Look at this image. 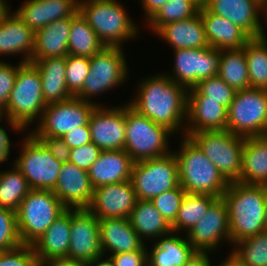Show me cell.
<instances>
[{
	"mask_svg": "<svg viewBox=\"0 0 267 266\" xmlns=\"http://www.w3.org/2000/svg\"><path fill=\"white\" fill-rule=\"evenodd\" d=\"M199 8L191 0H169L148 21L147 28L154 34L171 22L194 17Z\"/></svg>",
	"mask_w": 267,
	"mask_h": 266,
	"instance_id": "obj_40",
	"label": "cell"
},
{
	"mask_svg": "<svg viewBox=\"0 0 267 266\" xmlns=\"http://www.w3.org/2000/svg\"><path fill=\"white\" fill-rule=\"evenodd\" d=\"M52 191L67 209H87L91 203L94 188L87 170L69 161L63 163Z\"/></svg>",
	"mask_w": 267,
	"mask_h": 266,
	"instance_id": "obj_21",
	"label": "cell"
},
{
	"mask_svg": "<svg viewBox=\"0 0 267 266\" xmlns=\"http://www.w3.org/2000/svg\"><path fill=\"white\" fill-rule=\"evenodd\" d=\"M101 149L94 143H87L77 148L71 149L70 162L79 168L88 170L98 159Z\"/></svg>",
	"mask_w": 267,
	"mask_h": 266,
	"instance_id": "obj_47",
	"label": "cell"
},
{
	"mask_svg": "<svg viewBox=\"0 0 267 266\" xmlns=\"http://www.w3.org/2000/svg\"><path fill=\"white\" fill-rule=\"evenodd\" d=\"M78 10V0H25L14 10L34 32L50 23L71 17Z\"/></svg>",
	"mask_w": 267,
	"mask_h": 266,
	"instance_id": "obj_23",
	"label": "cell"
},
{
	"mask_svg": "<svg viewBox=\"0 0 267 266\" xmlns=\"http://www.w3.org/2000/svg\"><path fill=\"white\" fill-rule=\"evenodd\" d=\"M43 142L52 156L63 163L69 162L71 157L70 147L59 137H36Z\"/></svg>",
	"mask_w": 267,
	"mask_h": 266,
	"instance_id": "obj_49",
	"label": "cell"
},
{
	"mask_svg": "<svg viewBox=\"0 0 267 266\" xmlns=\"http://www.w3.org/2000/svg\"><path fill=\"white\" fill-rule=\"evenodd\" d=\"M96 32L88 21L77 10L71 16V27L68 40V54L92 57L104 48Z\"/></svg>",
	"mask_w": 267,
	"mask_h": 266,
	"instance_id": "obj_34",
	"label": "cell"
},
{
	"mask_svg": "<svg viewBox=\"0 0 267 266\" xmlns=\"http://www.w3.org/2000/svg\"><path fill=\"white\" fill-rule=\"evenodd\" d=\"M136 201L135 190L128 180L95 188L87 209L98 219L129 218Z\"/></svg>",
	"mask_w": 267,
	"mask_h": 266,
	"instance_id": "obj_19",
	"label": "cell"
},
{
	"mask_svg": "<svg viewBox=\"0 0 267 266\" xmlns=\"http://www.w3.org/2000/svg\"><path fill=\"white\" fill-rule=\"evenodd\" d=\"M199 9L206 7L210 0H191Z\"/></svg>",
	"mask_w": 267,
	"mask_h": 266,
	"instance_id": "obj_58",
	"label": "cell"
},
{
	"mask_svg": "<svg viewBox=\"0 0 267 266\" xmlns=\"http://www.w3.org/2000/svg\"><path fill=\"white\" fill-rule=\"evenodd\" d=\"M46 103L38 69L31 63H24L17 72L7 106L2 110L4 121L10 129L29 131L36 120H40Z\"/></svg>",
	"mask_w": 267,
	"mask_h": 266,
	"instance_id": "obj_3",
	"label": "cell"
},
{
	"mask_svg": "<svg viewBox=\"0 0 267 266\" xmlns=\"http://www.w3.org/2000/svg\"><path fill=\"white\" fill-rule=\"evenodd\" d=\"M210 252H196L184 266H215L211 264Z\"/></svg>",
	"mask_w": 267,
	"mask_h": 266,
	"instance_id": "obj_54",
	"label": "cell"
},
{
	"mask_svg": "<svg viewBox=\"0 0 267 266\" xmlns=\"http://www.w3.org/2000/svg\"><path fill=\"white\" fill-rule=\"evenodd\" d=\"M244 49L250 87L267 90V36L251 38Z\"/></svg>",
	"mask_w": 267,
	"mask_h": 266,
	"instance_id": "obj_37",
	"label": "cell"
},
{
	"mask_svg": "<svg viewBox=\"0 0 267 266\" xmlns=\"http://www.w3.org/2000/svg\"><path fill=\"white\" fill-rule=\"evenodd\" d=\"M134 163L125 150L101 151L87 170L93 188L131 180Z\"/></svg>",
	"mask_w": 267,
	"mask_h": 266,
	"instance_id": "obj_25",
	"label": "cell"
},
{
	"mask_svg": "<svg viewBox=\"0 0 267 266\" xmlns=\"http://www.w3.org/2000/svg\"><path fill=\"white\" fill-rule=\"evenodd\" d=\"M185 194L186 191L179 185L172 190L156 196L151 200V202L161 213L164 219L171 225L176 219Z\"/></svg>",
	"mask_w": 267,
	"mask_h": 266,
	"instance_id": "obj_44",
	"label": "cell"
},
{
	"mask_svg": "<svg viewBox=\"0 0 267 266\" xmlns=\"http://www.w3.org/2000/svg\"><path fill=\"white\" fill-rule=\"evenodd\" d=\"M218 266H239L234 260H232L228 255L223 261L218 264Z\"/></svg>",
	"mask_w": 267,
	"mask_h": 266,
	"instance_id": "obj_56",
	"label": "cell"
},
{
	"mask_svg": "<svg viewBox=\"0 0 267 266\" xmlns=\"http://www.w3.org/2000/svg\"><path fill=\"white\" fill-rule=\"evenodd\" d=\"M202 18L205 35L210 47L218 50L239 49L251 39V37L239 26L228 19L210 12L206 7L199 9Z\"/></svg>",
	"mask_w": 267,
	"mask_h": 266,
	"instance_id": "obj_26",
	"label": "cell"
},
{
	"mask_svg": "<svg viewBox=\"0 0 267 266\" xmlns=\"http://www.w3.org/2000/svg\"><path fill=\"white\" fill-rule=\"evenodd\" d=\"M228 256L239 266H267V232L242 239L232 245Z\"/></svg>",
	"mask_w": 267,
	"mask_h": 266,
	"instance_id": "obj_39",
	"label": "cell"
},
{
	"mask_svg": "<svg viewBox=\"0 0 267 266\" xmlns=\"http://www.w3.org/2000/svg\"><path fill=\"white\" fill-rule=\"evenodd\" d=\"M31 63L39 71L46 105L73 98L66 84V58L48 57L31 60Z\"/></svg>",
	"mask_w": 267,
	"mask_h": 266,
	"instance_id": "obj_29",
	"label": "cell"
},
{
	"mask_svg": "<svg viewBox=\"0 0 267 266\" xmlns=\"http://www.w3.org/2000/svg\"><path fill=\"white\" fill-rule=\"evenodd\" d=\"M227 130L245 138L267 135V90L236 91L228 108Z\"/></svg>",
	"mask_w": 267,
	"mask_h": 266,
	"instance_id": "obj_11",
	"label": "cell"
},
{
	"mask_svg": "<svg viewBox=\"0 0 267 266\" xmlns=\"http://www.w3.org/2000/svg\"><path fill=\"white\" fill-rule=\"evenodd\" d=\"M155 35L173 50L209 47L199 12L194 17L163 25Z\"/></svg>",
	"mask_w": 267,
	"mask_h": 266,
	"instance_id": "obj_27",
	"label": "cell"
},
{
	"mask_svg": "<svg viewBox=\"0 0 267 266\" xmlns=\"http://www.w3.org/2000/svg\"><path fill=\"white\" fill-rule=\"evenodd\" d=\"M218 76L235 91L250 88L244 47L221 50Z\"/></svg>",
	"mask_w": 267,
	"mask_h": 266,
	"instance_id": "obj_36",
	"label": "cell"
},
{
	"mask_svg": "<svg viewBox=\"0 0 267 266\" xmlns=\"http://www.w3.org/2000/svg\"><path fill=\"white\" fill-rule=\"evenodd\" d=\"M184 236L171 232L153 241L147 249L148 266H184L197 252Z\"/></svg>",
	"mask_w": 267,
	"mask_h": 266,
	"instance_id": "obj_30",
	"label": "cell"
},
{
	"mask_svg": "<svg viewBox=\"0 0 267 266\" xmlns=\"http://www.w3.org/2000/svg\"><path fill=\"white\" fill-rule=\"evenodd\" d=\"M172 51L174 53L172 73H164L187 90L193 88L201 80L219 73L221 50L209 46Z\"/></svg>",
	"mask_w": 267,
	"mask_h": 266,
	"instance_id": "obj_14",
	"label": "cell"
},
{
	"mask_svg": "<svg viewBox=\"0 0 267 266\" xmlns=\"http://www.w3.org/2000/svg\"><path fill=\"white\" fill-rule=\"evenodd\" d=\"M169 0H140L146 22Z\"/></svg>",
	"mask_w": 267,
	"mask_h": 266,
	"instance_id": "obj_52",
	"label": "cell"
},
{
	"mask_svg": "<svg viewBox=\"0 0 267 266\" xmlns=\"http://www.w3.org/2000/svg\"><path fill=\"white\" fill-rule=\"evenodd\" d=\"M104 257V254L96 257L92 261L87 262V266H115L110 256L106 254V258Z\"/></svg>",
	"mask_w": 267,
	"mask_h": 266,
	"instance_id": "obj_55",
	"label": "cell"
},
{
	"mask_svg": "<svg viewBox=\"0 0 267 266\" xmlns=\"http://www.w3.org/2000/svg\"><path fill=\"white\" fill-rule=\"evenodd\" d=\"M40 266H87L86 262L70 259L67 257L52 258L44 261Z\"/></svg>",
	"mask_w": 267,
	"mask_h": 266,
	"instance_id": "obj_53",
	"label": "cell"
},
{
	"mask_svg": "<svg viewBox=\"0 0 267 266\" xmlns=\"http://www.w3.org/2000/svg\"><path fill=\"white\" fill-rule=\"evenodd\" d=\"M123 49L105 46L96 55L90 57V71L85 78L82 91L76 98L102 105L99 101H92V98L113 88L116 89L127 81L130 70H128Z\"/></svg>",
	"mask_w": 267,
	"mask_h": 266,
	"instance_id": "obj_9",
	"label": "cell"
},
{
	"mask_svg": "<svg viewBox=\"0 0 267 266\" xmlns=\"http://www.w3.org/2000/svg\"><path fill=\"white\" fill-rule=\"evenodd\" d=\"M239 182L267 186V135L245 138Z\"/></svg>",
	"mask_w": 267,
	"mask_h": 266,
	"instance_id": "obj_32",
	"label": "cell"
},
{
	"mask_svg": "<svg viewBox=\"0 0 267 266\" xmlns=\"http://www.w3.org/2000/svg\"><path fill=\"white\" fill-rule=\"evenodd\" d=\"M5 119L4 117L0 120V124ZM6 127L0 125V164L7 162L10 158L12 143L10 140V135L7 133Z\"/></svg>",
	"mask_w": 267,
	"mask_h": 266,
	"instance_id": "obj_51",
	"label": "cell"
},
{
	"mask_svg": "<svg viewBox=\"0 0 267 266\" xmlns=\"http://www.w3.org/2000/svg\"><path fill=\"white\" fill-rule=\"evenodd\" d=\"M102 253L109 255L141 250L146 243L132 228L128 218L99 219Z\"/></svg>",
	"mask_w": 267,
	"mask_h": 266,
	"instance_id": "obj_24",
	"label": "cell"
},
{
	"mask_svg": "<svg viewBox=\"0 0 267 266\" xmlns=\"http://www.w3.org/2000/svg\"><path fill=\"white\" fill-rule=\"evenodd\" d=\"M147 244L138 251L123 252L109 255L115 266H148Z\"/></svg>",
	"mask_w": 267,
	"mask_h": 266,
	"instance_id": "obj_48",
	"label": "cell"
},
{
	"mask_svg": "<svg viewBox=\"0 0 267 266\" xmlns=\"http://www.w3.org/2000/svg\"><path fill=\"white\" fill-rule=\"evenodd\" d=\"M91 141L102 151L124 150L126 139L125 103L96 105L88 122Z\"/></svg>",
	"mask_w": 267,
	"mask_h": 266,
	"instance_id": "obj_16",
	"label": "cell"
},
{
	"mask_svg": "<svg viewBox=\"0 0 267 266\" xmlns=\"http://www.w3.org/2000/svg\"><path fill=\"white\" fill-rule=\"evenodd\" d=\"M3 118L2 110H0V120Z\"/></svg>",
	"mask_w": 267,
	"mask_h": 266,
	"instance_id": "obj_60",
	"label": "cell"
},
{
	"mask_svg": "<svg viewBox=\"0 0 267 266\" xmlns=\"http://www.w3.org/2000/svg\"><path fill=\"white\" fill-rule=\"evenodd\" d=\"M264 226H265V231L267 232V207H266V213H265Z\"/></svg>",
	"mask_w": 267,
	"mask_h": 266,
	"instance_id": "obj_59",
	"label": "cell"
},
{
	"mask_svg": "<svg viewBox=\"0 0 267 266\" xmlns=\"http://www.w3.org/2000/svg\"><path fill=\"white\" fill-rule=\"evenodd\" d=\"M102 254L99 219L88 209H71L67 258L87 263Z\"/></svg>",
	"mask_w": 267,
	"mask_h": 266,
	"instance_id": "obj_17",
	"label": "cell"
},
{
	"mask_svg": "<svg viewBox=\"0 0 267 266\" xmlns=\"http://www.w3.org/2000/svg\"><path fill=\"white\" fill-rule=\"evenodd\" d=\"M186 236L197 252L215 253L224 242L231 245L228 206L225 200L222 197L217 198Z\"/></svg>",
	"mask_w": 267,
	"mask_h": 266,
	"instance_id": "obj_15",
	"label": "cell"
},
{
	"mask_svg": "<svg viewBox=\"0 0 267 266\" xmlns=\"http://www.w3.org/2000/svg\"><path fill=\"white\" fill-rule=\"evenodd\" d=\"M125 124L124 150L134 162L160 158L172 152L168 140L174 134L140 114L128 102L125 103Z\"/></svg>",
	"mask_w": 267,
	"mask_h": 266,
	"instance_id": "obj_6",
	"label": "cell"
},
{
	"mask_svg": "<svg viewBox=\"0 0 267 266\" xmlns=\"http://www.w3.org/2000/svg\"><path fill=\"white\" fill-rule=\"evenodd\" d=\"M34 39L35 32L10 7L0 19V57L21 54V63L31 62Z\"/></svg>",
	"mask_w": 267,
	"mask_h": 266,
	"instance_id": "obj_22",
	"label": "cell"
},
{
	"mask_svg": "<svg viewBox=\"0 0 267 266\" xmlns=\"http://www.w3.org/2000/svg\"><path fill=\"white\" fill-rule=\"evenodd\" d=\"M180 138L179 151L173 150L178 162L179 185L186 193L222 197L229 183L189 137Z\"/></svg>",
	"mask_w": 267,
	"mask_h": 266,
	"instance_id": "obj_5",
	"label": "cell"
},
{
	"mask_svg": "<svg viewBox=\"0 0 267 266\" xmlns=\"http://www.w3.org/2000/svg\"><path fill=\"white\" fill-rule=\"evenodd\" d=\"M71 17L56 20L35 31L34 51L31 60L68 56Z\"/></svg>",
	"mask_w": 267,
	"mask_h": 266,
	"instance_id": "obj_31",
	"label": "cell"
},
{
	"mask_svg": "<svg viewBox=\"0 0 267 266\" xmlns=\"http://www.w3.org/2000/svg\"><path fill=\"white\" fill-rule=\"evenodd\" d=\"M61 139L70 147L77 148L87 143H91V133L89 125H84L70 130Z\"/></svg>",
	"mask_w": 267,
	"mask_h": 266,
	"instance_id": "obj_50",
	"label": "cell"
},
{
	"mask_svg": "<svg viewBox=\"0 0 267 266\" xmlns=\"http://www.w3.org/2000/svg\"><path fill=\"white\" fill-rule=\"evenodd\" d=\"M66 210L52 190L31 189L16 212L22 244L32 245Z\"/></svg>",
	"mask_w": 267,
	"mask_h": 266,
	"instance_id": "obj_7",
	"label": "cell"
},
{
	"mask_svg": "<svg viewBox=\"0 0 267 266\" xmlns=\"http://www.w3.org/2000/svg\"><path fill=\"white\" fill-rule=\"evenodd\" d=\"M216 199L217 197L209 194L186 193L176 219L171 224L172 232L188 233Z\"/></svg>",
	"mask_w": 267,
	"mask_h": 266,
	"instance_id": "obj_35",
	"label": "cell"
},
{
	"mask_svg": "<svg viewBox=\"0 0 267 266\" xmlns=\"http://www.w3.org/2000/svg\"><path fill=\"white\" fill-rule=\"evenodd\" d=\"M89 71V57L68 54L66 57V84L73 97H76L82 91Z\"/></svg>",
	"mask_w": 267,
	"mask_h": 266,
	"instance_id": "obj_41",
	"label": "cell"
},
{
	"mask_svg": "<svg viewBox=\"0 0 267 266\" xmlns=\"http://www.w3.org/2000/svg\"><path fill=\"white\" fill-rule=\"evenodd\" d=\"M218 168L228 183L239 182L245 137L225 130L199 131L188 136Z\"/></svg>",
	"mask_w": 267,
	"mask_h": 266,
	"instance_id": "obj_8",
	"label": "cell"
},
{
	"mask_svg": "<svg viewBox=\"0 0 267 266\" xmlns=\"http://www.w3.org/2000/svg\"><path fill=\"white\" fill-rule=\"evenodd\" d=\"M228 109L218 101L206 100L194 87L187 91L185 137L199 131L227 129Z\"/></svg>",
	"mask_w": 267,
	"mask_h": 266,
	"instance_id": "obj_20",
	"label": "cell"
},
{
	"mask_svg": "<svg viewBox=\"0 0 267 266\" xmlns=\"http://www.w3.org/2000/svg\"><path fill=\"white\" fill-rule=\"evenodd\" d=\"M128 219L145 243L146 240L151 243V240L156 241L159 237L172 232L171 225L149 200H137Z\"/></svg>",
	"mask_w": 267,
	"mask_h": 266,
	"instance_id": "obj_33",
	"label": "cell"
},
{
	"mask_svg": "<svg viewBox=\"0 0 267 266\" xmlns=\"http://www.w3.org/2000/svg\"><path fill=\"white\" fill-rule=\"evenodd\" d=\"M78 11L106 47L123 48L140 34L138 24L117 0H78Z\"/></svg>",
	"mask_w": 267,
	"mask_h": 266,
	"instance_id": "obj_4",
	"label": "cell"
},
{
	"mask_svg": "<svg viewBox=\"0 0 267 266\" xmlns=\"http://www.w3.org/2000/svg\"><path fill=\"white\" fill-rule=\"evenodd\" d=\"M17 64L14 66L7 61H0V110H3L7 106L18 69L24 63L19 61Z\"/></svg>",
	"mask_w": 267,
	"mask_h": 266,
	"instance_id": "obj_46",
	"label": "cell"
},
{
	"mask_svg": "<svg viewBox=\"0 0 267 266\" xmlns=\"http://www.w3.org/2000/svg\"><path fill=\"white\" fill-rule=\"evenodd\" d=\"M8 1L0 0V19L2 18L3 14L11 7Z\"/></svg>",
	"mask_w": 267,
	"mask_h": 266,
	"instance_id": "obj_57",
	"label": "cell"
},
{
	"mask_svg": "<svg viewBox=\"0 0 267 266\" xmlns=\"http://www.w3.org/2000/svg\"><path fill=\"white\" fill-rule=\"evenodd\" d=\"M22 245L17 227L16 212L0 207V251H8Z\"/></svg>",
	"mask_w": 267,
	"mask_h": 266,
	"instance_id": "obj_43",
	"label": "cell"
},
{
	"mask_svg": "<svg viewBox=\"0 0 267 266\" xmlns=\"http://www.w3.org/2000/svg\"><path fill=\"white\" fill-rule=\"evenodd\" d=\"M30 190L27 179L14 164L12 169L0 170V207L17 212Z\"/></svg>",
	"mask_w": 267,
	"mask_h": 266,
	"instance_id": "obj_38",
	"label": "cell"
},
{
	"mask_svg": "<svg viewBox=\"0 0 267 266\" xmlns=\"http://www.w3.org/2000/svg\"><path fill=\"white\" fill-rule=\"evenodd\" d=\"M71 209L59 216L32 247L39 264L52 258L67 257L70 245Z\"/></svg>",
	"mask_w": 267,
	"mask_h": 266,
	"instance_id": "obj_28",
	"label": "cell"
},
{
	"mask_svg": "<svg viewBox=\"0 0 267 266\" xmlns=\"http://www.w3.org/2000/svg\"><path fill=\"white\" fill-rule=\"evenodd\" d=\"M131 183L137 200L151 201L156 196L179 186L178 162L173 152L169 155L135 162Z\"/></svg>",
	"mask_w": 267,
	"mask_h": 266,
	"instance_id": "obj_12",
	"label": "cell"
},
{
	"mask_svg": "<svg viewBox=\"0 0 267 266\" xmlns=\"http://www.w3.org/2000/svg\"><path fill=\"white\" fill-rule=\"evenodd\" d=\"M206 8L239 26L251 38L266 35L260 20L265 17L264 22H267V4L262 0H210Z\"/></svg>",
	"mask_w": 267,
	"mask_h": 266,
	"instance_id": "obj_18",
	"label": "cell"
},
{
	"mask_svg": "<svg viewBox=\"0 0 267 266\" xmlns=\"http://www.w3.org/2000/svg\"><path fill=\"white\" fill-rule=\"evenodd\" d=\"M142 81V82H141ZM135 97L128 102L140 114L185 136L187 89L172 81L165 73L142 78Z\"/></svg>",
	"mask_w": 267,
	"mask_h": 266,
	"instance_id": "obj_1",
	"label": "cell"
},
{
	"mask_svg": "<svg viewBox=\"0 0 267 266\" xmlns=\"http://www.w3.org/2000/svg\"><path fill=\"white\" fill-rule=\"evenodd\" d=\"M96 104L76 97L68 101L48 104L30 131L35 137H59L77 127L88 125Z\"/></svg>",
	"mask_w": 267,
	"mask_h": 266,
	"instance_id": "obj_13",
	"label": "cell"
},
{
	"mask_svg": "<svg viewBox=\"0 0 267 266\" xmlns=\"http://www.w3.org/2000/svg\"><path fill=\"white\" fill-rule=\"evenodd\" d=\"M194 88L201 95L205 96L206 100L218 101L227 109L233 101L236 93V91L218 75L201 80L194 86Z\"/></svg>",
	"mask_w": 267,
	"mask_h": 266,
	"instance_id": "obj_42",
	"label": "cell"
},
{
	"mask_svg": "<svg viewBox=\"0 0 267 266\" xmlns=\"http://www.w3.org/2000/svg\"><path fill=\"white\" fill-rule=\"evenodd\" d=\"M0 266H40L32 245L22 244L0 253Z\"/></svg>",
	"mask_w": 267,
	"mask_h": 266,
	"instance_id": "obj_45",
	"label": "cell"
},
{
	"mask_svg": "<svg viewBox=\"0 0 267 266\" xmlns=\"http://www.w3.org/2000/svg\"><path fill=\"white\" fill-rule=\"evenodd\" d=\"M222 198L228 206L231 245L265 232L267 186L229 183Z\"/></svg>",
	"mask_w": 267,
	"mask_h": 266,
	"instance_id": "obj_2",
	"label": "cell"
},
{
	"mask_svg": "<svg viewBox=\"0 0 267 266\" xmlns=\"http://www.w3.org/2000/svg\"><path fill=\"white\" fill-rule=\"evenodd\" d=\"M26 131L21 151L12 161L27 179L31 189L53 190L63 162L52 156L41 140Z\"/></svg>",
	"mask_w": 267,
	"mask_h": 266,
	"instance_id": "obj_10",
	"label": "cell"
}]
</instances>
